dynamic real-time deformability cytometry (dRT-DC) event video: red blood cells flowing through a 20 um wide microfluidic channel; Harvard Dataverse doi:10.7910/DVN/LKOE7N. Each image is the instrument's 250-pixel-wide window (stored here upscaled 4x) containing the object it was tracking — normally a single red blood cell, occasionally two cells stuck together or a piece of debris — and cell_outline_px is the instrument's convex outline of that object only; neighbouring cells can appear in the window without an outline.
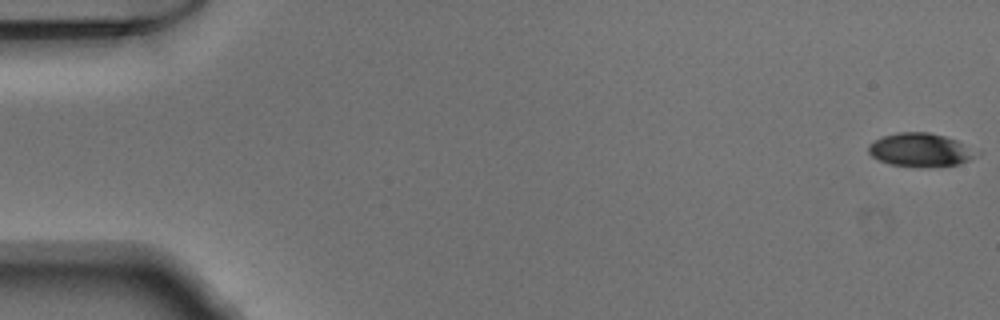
{"species": "Egyptian fruit bat (a non-hibernating species)", "species_latin": "Rousettus aegyptiacus", "temperature_condition": "warm", "stored_images_in_passage": 15, "camera_frame_rate_fps": 3000, "um_per_image_px": 0.085, "animal": {"sex": "male"}, "frame": {"image": 1, "passage_image": 1, "time_ms": 0.0, "image_size_px": [1000, 320], "cell_outline_px": [[984, 152], [960, 164], [928, 168], [920, 168], [888, 164], [872, 156], [868, 152], [868, 144], [872, 140], [896, 132], [928, 132], [944, 136], [956, 140]], "centroid_in_image_um": [78.26, 12.76], "position_along_channel_um": 6.7, "area_um2": 21.62}}
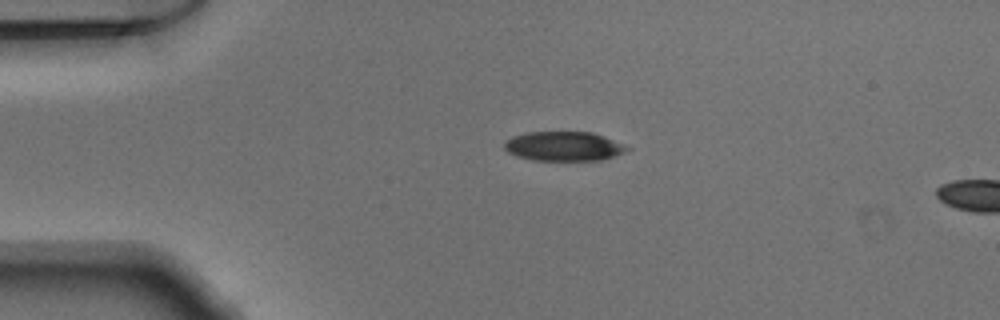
{"frame": {"image": 2, "passage_image": 12, "time_ms": 3.667, "image_size_px": [1000, 320], "cell_outline_px": [[632, 148], [624, 152], [600, 160], [532, 160], [516, 156], [508, 152], [504, 148], [504, 140], [512, 136], [528, 132], [592, 132], [604, 136]], "centroid_in_image_um": [47.88, 12.42], "position_along_channel_um": 37.1, "area_um2": 20.98}}